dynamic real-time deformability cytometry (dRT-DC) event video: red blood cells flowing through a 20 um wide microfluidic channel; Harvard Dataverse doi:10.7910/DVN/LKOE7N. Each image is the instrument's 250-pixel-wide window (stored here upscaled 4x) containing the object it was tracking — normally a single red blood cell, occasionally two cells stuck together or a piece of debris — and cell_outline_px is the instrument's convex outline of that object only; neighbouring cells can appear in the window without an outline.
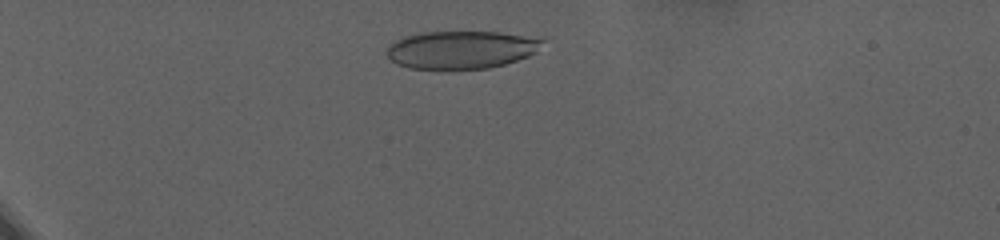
{"species": "human", "species_latin": "Homo sapiens", "temperature_condition": "warm", "stored_images_in_passage": 67, "camera_frame_rate_fps": 3000, "um_per_image_px": 0.085, "donor": {"sex": "female"}, "frame": {"image": 1, "passage_image": 24, "time_ms": 7.667, "image_size_px": [1000, 240], "cell_outline_px": [[544, 40], [536, 52], [528, 56], [504, 64], [488, 68], [408, 68], [396, 64], [384, 52], [396, 40], [404, 36], [420, 32], [500, 32]], "centroid_in_image_um": [39.15, 4.22], "position_along_channel_um": 45.9, "area_um2": 33.81}}
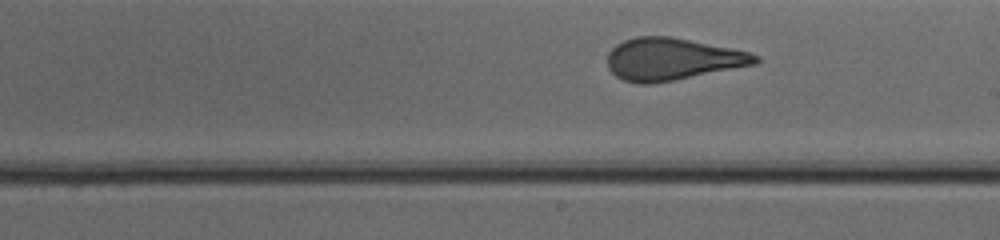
{"frame": {"image": 2, "passage_image": 50, "time_ms": 16.333, "image_size_px": [1000, 240], "cell_outline_px": [[760, 60], [756, 64], [652, 84], [636, 84], [624, 80], [616, 76], [608, 68], [608, 52], [616, 44], [624, 40], [636, 36], [668, 36], [748, 52], [760, 56]], "centroid_in_image_um": [57.09, 5.03], "position_along_channel_um": 231.9, "area_um2": 35.95}}
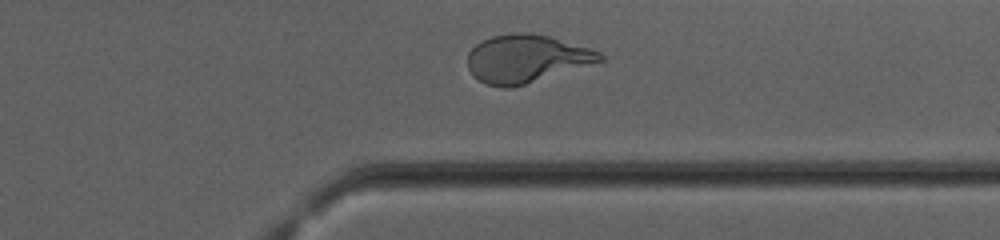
{"frame": {"image": 3, "passage_image": 64, "time_ms": 21.0, "image_size_px": [1000, 240], "cell_outline_px": [[604, 60], [512, 88], [504, 88], [484, 84], [472, 76], [468, 68], [468, 52], [476, 44], [492, 36], [512, 32], [524, 32], [548, 36], [588, 48], [600, 52], [604, 56]], "centroid_in_image_um": [44.68, 5.0], "position_along_channel_um": 366.7, "area_um2": 36.7}}